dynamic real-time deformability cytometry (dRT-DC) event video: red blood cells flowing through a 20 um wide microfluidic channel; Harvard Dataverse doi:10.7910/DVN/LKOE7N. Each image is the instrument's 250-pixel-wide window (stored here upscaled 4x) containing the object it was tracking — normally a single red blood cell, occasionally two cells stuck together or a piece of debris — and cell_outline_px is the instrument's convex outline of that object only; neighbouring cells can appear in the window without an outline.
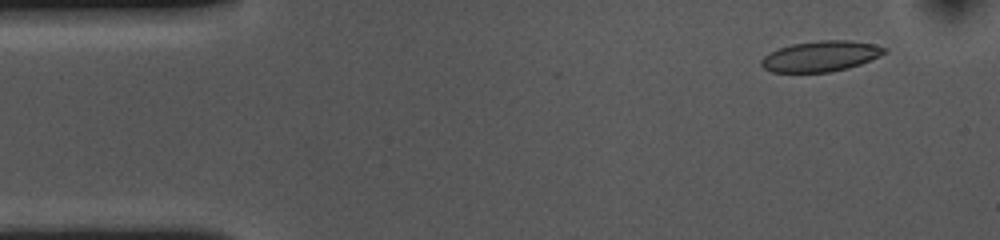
{"species": "common noctule bat (a hibernating species)", "species_latin": "Nyctalus noctula", "temperature_condition": "cold", "stored_images_in_passage": 54, "camera_frame_rate_fps": 3000, "um_per_image_px": 0.085, "animal": {"sex": "female", "body_mass_g": 10.0, "forearm_length_mm": 53.1}, "frame": {"image": 1, "passage_image": 4, "time_ms": 1.0, "image_size_px": [1000, 240], "cell_outline_px": [[888, 52], [880, 56], [860, 64], [848, 68], [832, 72], [772, 72], [764, 68], [760, 64], [760, 60], [768, 52], [792, 44], [820, 40], [848, 40], [872, 44], [888, 48]], "centroid_in_image_um": [69.76, 4.78], "position_along_channel_um": 15.2, "area_um2": 22.02}}
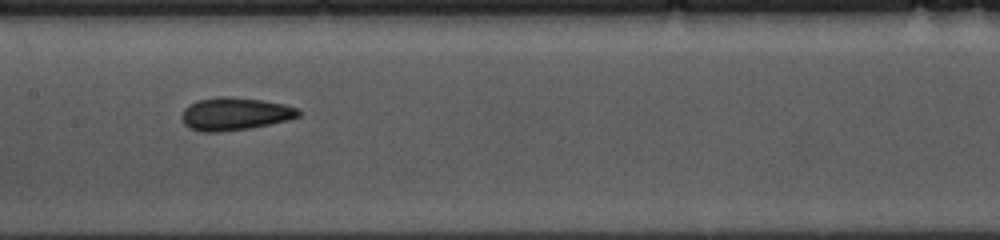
{"frame": {"image": 2, "passage_image": 25, "time_ms": 8.0, "image_size_px": [1000, 240], "cell_outline_px": [[300, 116], [288, 120], [248, 128], [220, 132], [200, 132], [188, 128], [184, 124], [180, 116], [184, 108], [188, 104], [196, 100], [216, 96], [224, 96], [260, 100], [284, 104], [300, 108]], "centroid_in_image_um": [19.91, 9.68], "position_along_channel_um": 187.5, "area_um2": 22.48}}
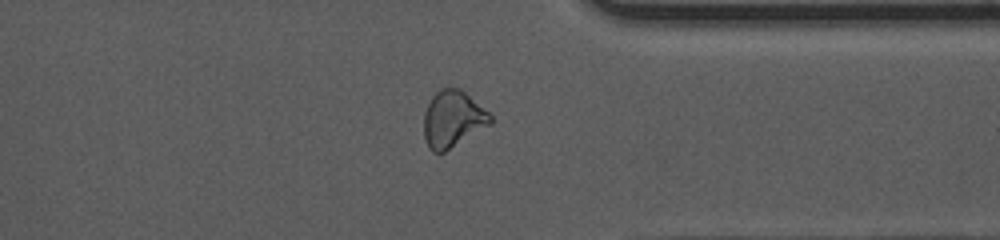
{"frame": {"image": 3, "passage_image": 41, "time_ms": 13.333, "image_size_px": [1000, 240], "cell_outline_px": [[492, 124], [444, 152], [432, 152], [428, 148], [424, 136], [424, 112], [432, 96], [440, 88], [460, 88], [488, 112], [492, 116]], "centroid_in_image_um": [38.48, 10.13], "position_along_channel_um": 372.9, "area_um2": 21.91}, "authors_computed_cell_mechanics": {"area_um2": 22.1663, "velocity_mm_per_s": 3.6013, "shape_relaxation_time_tau1_ms": 6.5987, "shape_relaxation_time_tau2_ms": 2.3256, "deformation_change_tau1": 0.1351, "deformation_change_tau2": 0.0743}}